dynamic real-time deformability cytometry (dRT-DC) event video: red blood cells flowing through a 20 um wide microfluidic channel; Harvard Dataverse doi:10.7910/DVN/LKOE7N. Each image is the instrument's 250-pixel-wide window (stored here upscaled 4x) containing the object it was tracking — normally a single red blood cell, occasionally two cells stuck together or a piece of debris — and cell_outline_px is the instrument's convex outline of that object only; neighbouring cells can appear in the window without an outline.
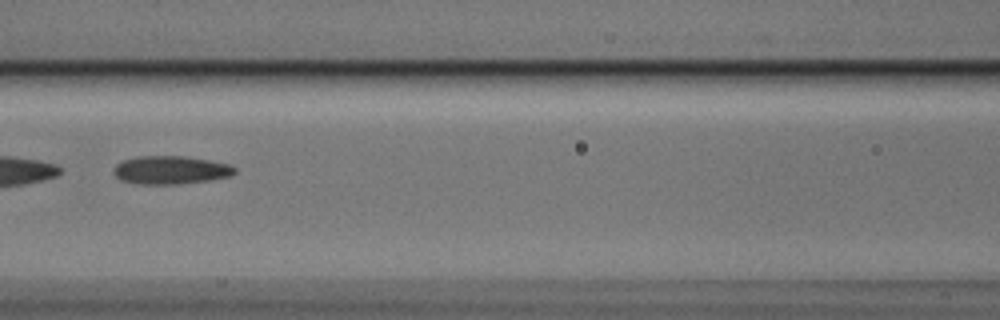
{"species": "Egyptian fruit bat (a non-hibernating species)", "species_latin": "Rousettus aegyptiacus", "temperature_condition": "cold", "stored_images_in_passage": 6, "camera_frame_rate_fps": 3000, "um_per_image_px": 0.085, "animal": {"sex": "male"}, "frame": {"image": 1, "passage_image": 6, "time_ms": 1.667, "image_size_px": [1000, 320], "cell_outline_px": [[236, 172], [232, 176], [208, 180], [176, 184], [140, 184], [120, 180], [112, 172], [112, 168], [116, 164], [124, 160], [136, 156], [184, 156], [208, 160], [228, 164], [236, 168]], "centroid_in_image_um": [14.47, 14.45], "position_along_channel_um": 152.1, "area_um2": 19.94}}